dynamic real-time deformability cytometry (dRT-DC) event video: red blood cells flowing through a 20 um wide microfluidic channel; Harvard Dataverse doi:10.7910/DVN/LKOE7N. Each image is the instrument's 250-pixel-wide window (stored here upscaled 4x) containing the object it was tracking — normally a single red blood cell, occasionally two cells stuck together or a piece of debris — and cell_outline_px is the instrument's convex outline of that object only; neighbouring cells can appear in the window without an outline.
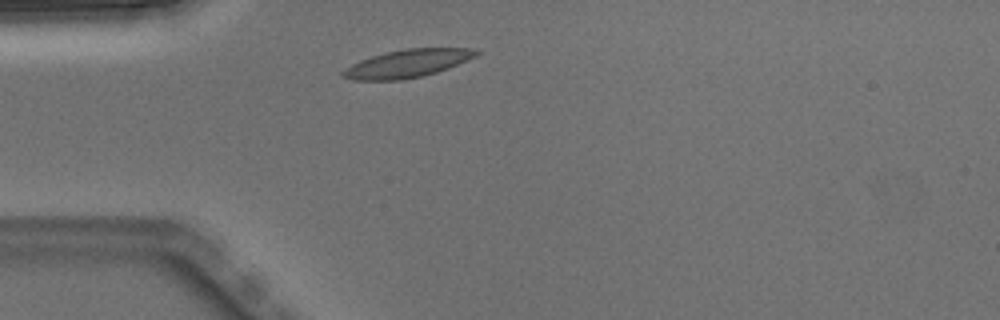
{"species": "Egyptian fruit bat (a non-hibernating species)", "species_latin": "Rousettus aegyptiacus", "temperature_condition": "warm", "stored_images_in_passage": 1, "camera_frame_rate_fps": 3000, "um_per_image_px": 0.085, "animal": {"sex": "male"}, "frame": {"image": 1, "passage_image": 1, "time_ms": 0.0, "image_size_px": [1000, 320], "cell_outline_px": [[480, 52], [476, 56], [448, 68], [436, 72], [420, 76], [400, 80], [352, 80], [340, 76], [340, 72], [344, 68], [360, 60], [372, 56], [388, 52], [408, 48], [472, 48]], "centroid_in_image_um": [34.58, 5.4], "position_along_channel_um": 50.4, "area_um2": 21.5}}